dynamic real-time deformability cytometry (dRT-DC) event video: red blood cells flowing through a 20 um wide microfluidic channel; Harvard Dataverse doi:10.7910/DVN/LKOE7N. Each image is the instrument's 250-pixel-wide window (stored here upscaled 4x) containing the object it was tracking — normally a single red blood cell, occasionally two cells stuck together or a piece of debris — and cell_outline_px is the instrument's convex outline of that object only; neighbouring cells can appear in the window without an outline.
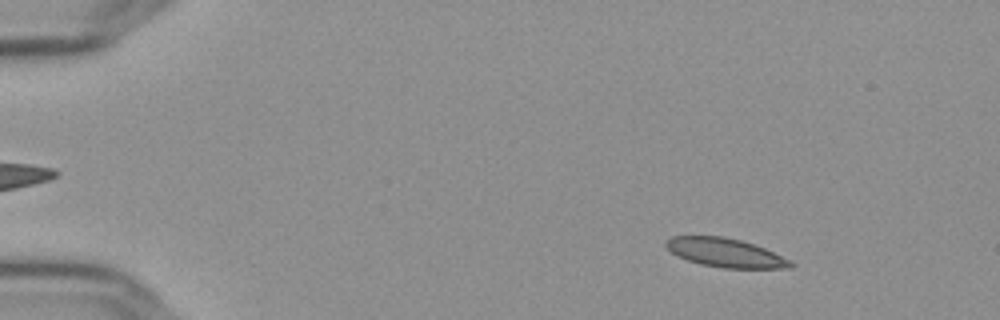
{"species": "Egyptian fruit bat (a non-hibernating species)", "species_latin": "Rousettus aegyptiacus", "temperature_condition": "cold", "stored_images_in_passage": 57, "camera_frame_rate_fps": 3000, "um_per_image_px": 0.085, "frame": {"image": 1, "passage_image": 8, "time_ms": 2.333, "image_size_px": [1000, 320], "cell_outline_px": [[796, 264], [780, 268], [724, 268], [704, 264], [688, 260], [672, 252], [664, 244], [672, 236], [724, 236], [740, 240], [764, 248], [792, 260]], "centroid_in_image_um": [61.68, 21.47], "position_along_channel_um": 23.3, "area_um2": 20.52}}
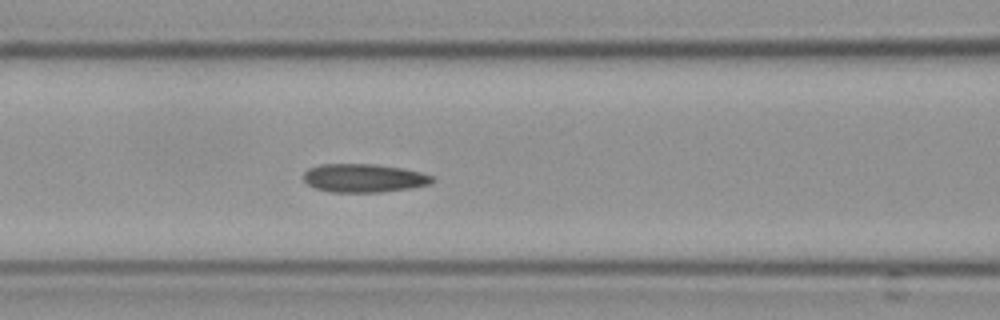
{"frame": {"image": 2, "passage_image": 25, "time_ms": 8.0, "image_size_px": [1000, 320], "cell_outline_px": [[436, 180], [432, 184], [412, 188], [380, 192], [328, 192], [316, 188], [308, 184], [304, 180], [304, 172], [308, 168], [320, 164], [376, 164], [404, 168], [420, 172], [432, 176]], "centroid_in_image_um": [30.96, 15.13], "position_along_channel_um": 135.6, "area_um2": 21.56}}
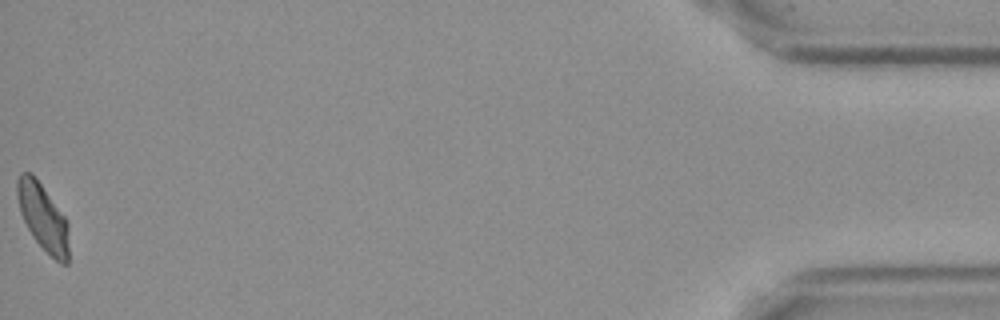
{"frame": {"image": 3, "passage_image": 57, "time_ms": 18.667, "image_size_px": [1000, 320], "cell_outline_px": [[68, 264], [60, 264], [36, 240], [28, 228], [20, 212], [16, 196], [16, 180], [20, 172], [32, 172], [64, 216], [68, 224]], "centroid_in_image_um": [3.63, 18.42], "position_along_channel_um": 431.6, "area_um2": 19.88}, "authors_computed_cell_mechanics": {"area_um2": 20.808, "velocity_mm_per_s": 3.6142, "shape_relaxation_time_tau1_ms": null, "shape_relaxation_time_tau2_ms": 4.0394, "deformation_change_tau1": null, "deformation_change_tau2": 0.0694}}